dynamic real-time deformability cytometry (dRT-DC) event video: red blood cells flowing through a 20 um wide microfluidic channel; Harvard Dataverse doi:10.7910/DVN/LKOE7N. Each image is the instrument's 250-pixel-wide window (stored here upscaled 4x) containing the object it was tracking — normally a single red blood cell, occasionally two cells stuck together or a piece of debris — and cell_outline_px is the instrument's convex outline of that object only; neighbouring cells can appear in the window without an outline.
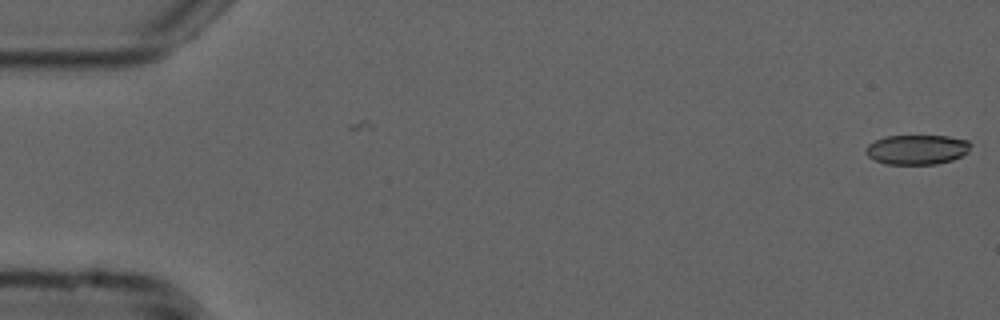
{"species": "common noctule bat (a hibernating species)", "species_latin": "Nyctalus noctula", "temperature_condition": "cold", "stored_images_in_passage": 25, "camera_frame_rate_fps": 3000, "um_per_image_px": 0.085, "animal": {"sex": "male", "forearm_length_mm": 52.5}, "frame": {"image": 1, "passage_image": 1, "time_ms": 0.0, "image_size_px": [1000, 320], "cell_outline_px": [[972, 144], [968, 152], [952, 160], [936, 164], [888, 164], [876, 160], [868, 156], [864, 152], [864, 148], [868, 144], [884, 136], [948, 136], [968, 140]], "centroid_in_image_um": [77.94, 12.7], "position_along_channel_um": 7.1, "area_um2": 18.21}}
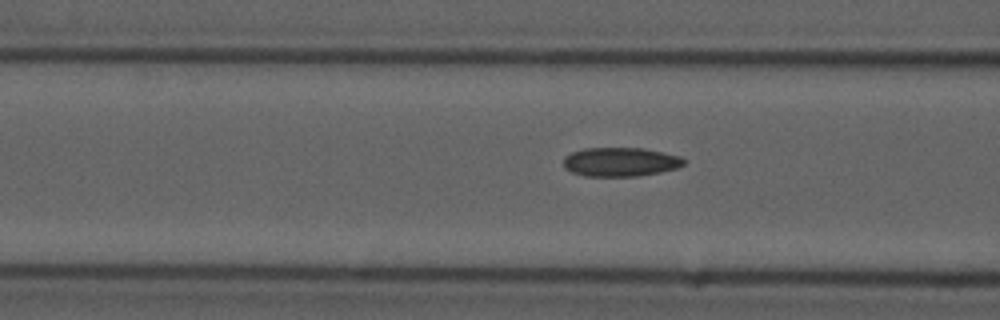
{"frame": {"image": 2, "passage_image": 21, "time_ms": 6.667, "image_size_px": [1000, 320], "cell_outline_px": [[684, 164], [676, 168], [660, 172], [636, 176], [584, 176], [572, 172], [564, 168], [564, 156], [572, 152], [584, 148], [644, 148], [680, 156], [684, 160]], "centroid_in_image_um": [52.7, 13.76], "position_along_channel_um": 113.9, "area_um2": 20.29}}
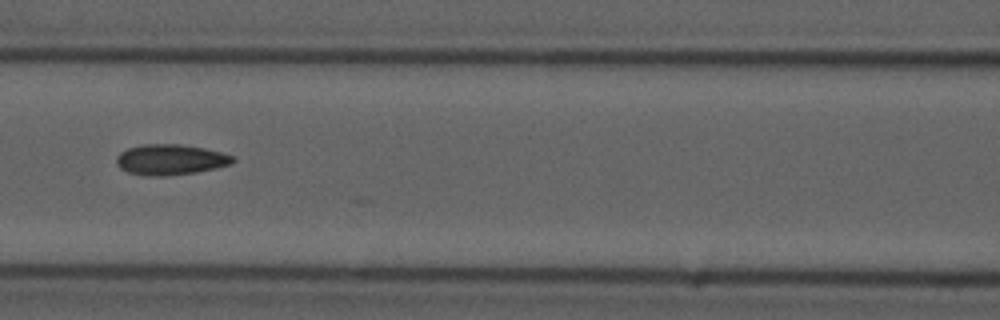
{"frame": {"image": 3, "passage_image": 24, "time_ms": 7.667, "image_size_px": [1000, 320], "cell_outline_px": [[236, 160], [232, 164], [216, 168], [196, 172], [160, 176], [144, 176], [128, 172], [120, 168], [116, 164], [116, 156], [120, 152], [128, 148], [140, 144], [180, 144], [204, 148], [220, 152], [232, 156]], "centroid_in_image_um": [14.46, 13.56], "position_along_channel_um": 152.1, "area_um2": 20.81}}